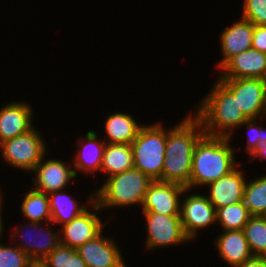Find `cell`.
<instances>
[{
  "label": "cell",
  "instance_id": "cell-13",
  "mask_svg": "<svg viewBox=\"0 0 266 267\" xmlns=\"http://www.w3.org/2000/svg\"><path fill=\"white\" fill-rule=\"evenodd\" d=\"M45 157L47 156L44 155L32 170L36 177L32 179L34 186L31 188L45 194L65 190L70 181H74V178L77 177L74 169H72V162L67 165L63 160H56L55 158L45 160Z\"/></svg>",
  "mask_w": 266,
  "mask_h": 267
},
{
  "label": "cell",
  "instance_id": "cell-3",
  "mask_svg": "<svg viewBox=\"0 0 266 267\" xmlns=\"http://www.w3.org/2000/svg\"><path fill=\"white\" fill-rule=\"evenodd\" d=\"M194 115L201 121L208 136L232 137L248 118L237 104L234 94L218 79L209 93L196 105Z\"/></svg>",
  "mask_w": 266,
  "mask_h": 267
},
{
  "label": "cell",
  "instance_id": "cell-23",
  "mask_svg": "<svg viewBox=\"0 0 266 267\" xmlns=\"http://www.w3.org/2000/svg\"><path fill=\"white\" fill-rule=\"evenodd\" d=\"M134 167L131 144L106 143L100 172L107 178Z\"/></svg>",
  "mask_w": 266,
  "mask_h": 267
},
{
  "label": "cell",
  "instance_id": "cell-2",
  "mask_svg": "<svg viewBox=\"0 0 266 267\" xmlns=\"http://www.w3.org/2000/svg\"><path fill=\"white\" fill-rule=\"evenodd\" d=\"M231 139L204 134L198 140L193 151L190 190L208 186L239 164L235 160L237 149L231 147Z\"/></svg>",
  "mask_w": 266,
  "mask_h": 267
},
{
  "label": "cell",
  "instance_id": "cell-32",
  "mask_svg": "<svg viewBox=\"0 0 266 267\" xmlns=\"http://www.w3.org/2000/svg\"><path fill=\"white\" fill-rule=\"evenodd\" d=\"M252 48L257 49L260 52L266 53V25H254Z\"/></svg>",
  "mask_w": 266,
  "mask_h": 267
},
{
  "label": "cell",
  "instance_id": "cell-33",
  "mask_svg": "<svg viewBox=\"0 0 266 267\" xmlns=\"http://www.w3.org/2000/svg\"><path fill=\"white\" fill-rule=\"evenodd\" d=\"M236 267H266V257L253 256L251 259Z\"/></svg>",
  "mask_w": 266,
  "mask_h": 267
},
{
  "label": "cell",
  "instance_id": "cell-21",
  "mask_svg": "<svg viewBox=\"0 0 266 267\" xmlns=\"http://www.w3.org/2000/svg\"><path fill=\"white\" fill-rule=\"evenodd\" d=\"M105 121L106 143L131 144L144 126L139 124L132 114L122 112L110 114Z\"/></svg>",
  "mask_w": 266,
  "mask_h": 267
},
{
  "label": "cell",
  "instance_id": "cell-4",
  "mask_svg": "<svg viewBox=\"0 0 266 267\" xmlns=\"http://www.w3.org/2000/svg\"><path fill=\"white\" fill-rule=\"evenodd\" d=\"M153 181L148 175L132 167L106 178L103 185L94 191L95 202L101 210L134 205L142 207L145 194Z\"/></svg>",
  "mask_w": 266,
  "mask_h": 267
},
{
  "label": "cell",
  "instance_id": "cell-29",
  "mask_svg": "<svg viewBox=\"0 0 266 267\" xmlns=\"http://www.w3.org/2000/svg\"><path fill=\"white\" fill-rule=\"evenodd\" d=\"M34 262L16 245L0 242V267H30Z\"/></svg>",
  "mask_w": 266,
  "mask_h": 267
},
{
  "label": "cell",
  "instance_id": "cell-25",
  "mask_svg": "<svg viewBox=\"0 0 266 267\" xmlns=\"http://www.w3.org/2000/svg\"><path fill=\"white\" fill-rule=\"evenodd\" d=\"M243 201L251 216H266V175L246 181Z\"/></svg>",
  "mask_w": 266,
  "mask_h": 267
},
{
  "label": "cell",
  "instance_id": "cell-31",
  "mask_svg": "<svg viewBox=\"0 0 266 267\" xmlns=\"http://www.w3.org/2000/svg\"><path fill=\"white\" fill-rule=\"evenodd\" d=\"M241 17L254 25H266V0H244Z\"/></svg>",
  "mask_w": 266,
  "mask_h": 267
},
{
  "label": "cell",
  "instance_id": "cell-20",
  "mask_svg": "<svg viewBox=\"0 0 266 267\" xmlns=\"http://www.w3.org/2000/svg\"><path fill=\"white\" fill-rule=\"evenodd\" d=\"M219 257L231 267L243 264L253 257L243 230L223 231L215 239Z\"/></svg>",
  "mask_w": 266,
  "mask_h": 267
},
{
  "label": "cell",
  "instance_id": "cell-34",
  "mask_svg": "<svg viewBox=\"0 0 266 267\" xmlns=\"http://www.w3.org/2000/svg\"><path fill=\"white\" fill-rule=\"evenodd\" d=\"M260 161H263L266 159V142L260 144V146L258 147V149L252 154V156L249 158L252 162V160L258 159Z\"/></svg>",
  "mask_w": 266,
  "mask_h": 267
},
{
  "label": "cell",
  "instance_id": "cell-8",
  "mask_svg": "<svg viewBox=\"0 0 266 267\" xmlns=\"http://www.w3.org/2000/svg\"><path fill=\"white\" fill-rule=\"evenodd\" d=\"M91 194L86 202L91 209L88 208L71 222L61 226L62 229L60 228L59 230L61 244L77 249L104 231L103 227H106L107 223L102 222V219L97 216L98 213H94L96 211L99 212L101 209L95 202V193L92 192Z\"/></svg>",
  "mask_w": 266,
  "mask_h": 267
},
{
  "label": "cell",
  "instance_id": "cell-15",
  "mask_svg": "<svg viewBox=\"0 0 266 267\" xmlns=\"http://www.w3.org/2000/svg\"><path fill=\"white\" fill-rule=\"evenodd\" d=\"M239 165L241 164H238L232 171L220 177L217 181L206 186L210 188L206 193L209 194L207 195L209 202L216 210L243 201L246 177L242 170H239Z\"/></svg>",
  "mask_w": 266,
  "mask_h": 267
},
{
  "label": "cell",
  "instance_id": "cell-36",
  "mask_svg": "<svg viewBox=\"0 0 266 267\" xmlns=\"http://www.w3.org/2000/svg\"><path fill=\"white\" fill-rule=\"evenodd\" d=\"M30 267H44L40 262H34Z\"/></svg>",
  "mask_w": 266,
  "mask_h": 267
},
{
  "label": "cell",
  "instance_id": "cell-16",
  "mask_svg": "<svg viewBox=\"0 0 266 267\" xmlns=\"http://www.w3.org/2000/svg\"><path fill=\"white\" fill-rule=\"evenodd\" d=\"M219 70V78H260L266 80V53L249 48L231 57Z\"/></svg>",
  "mask_w": 266,
  "mask_h": 267
},
{
  "label": "cell",
  "instance_id": "cell-26",
  "mask_svg": "<svg viewBox=\"0 0 266 267\" xmlns=\"http://www.w3.org/2000/svg\"><path fill=\"white\" fill-rule=\"evenodd\" d=\"M250 217L251 214L244 201L216 210V223L222 227L223 231L243 230Z\"/></svg>",
  "mask_w": 266,
  "mask_h": 267
},
{
  "label": "cell",
  "instance_id": "cell-14",
  "mask_svg": "<svg viewBox=\"0 0 266 267\" xmlns=\"http://www.w3.org/2000/svg\"><path fill=\"white\" fill-rule=\"evenodd\" d=\"M76 251L88 267H121L125 262L116 241L103 235V231Z\"/></svg>",
  "mask_w": 266,
  "mask_h": 267
},
{
  "label": "cell",
  "instance_id": "cell-10",
  "mask_svg": "<svg viewBox=\"0 0 266 267\" xmlns=\"http://www.w3.org/2000/svg\"><path fill=\"white\" fill-rule=\"evenodd\" d=\"M146 220V241L148 250L170 247L189 242L180 216H166L157 213H143Z\"/></svg>",
  "mask_w": 266,
  "mask_h": 267
},
{
  "label": "cell",
  "instance_id": "cell-35",
  "mask_svg": "<svg viewBox=\"0 0 266 267\" xmlns=\"http://www.w3.org/2000/svg\"><path fill=\"white\" fill-rule=\"evenodd\" d=\"M3 195H2V193H1V189H0V242H2L1 240H2V237H3V232H4V227H3V216H2V206H4L3 205Z\"/></svg>",
  "mask_w": 266,
  "mask_h": 267
},
{
  "label": "cell",
  "instance_id": "cell-6",
  "mask_svg": "<svg viewBox=\"0 0 266 267\" xmlns=\"http://www.w3.org/2000/svg\"><path fill=\"white\" fill-rule=\"evenodd\" d=\"M36 129L33 127L24 134L0 143L3 162L32 173V170L48 152V145L43 139L41 131L38 132Z\"/></svg>",
  "mask_w": 266,
  "mask_h": 267
},
{
  "label": "cell",
  "instance_id": "cell-7",
  "mask_svg": "<svg viewBox=\"0 0 266 267\" xmlns=\"http://www.w3.org/2000/svg\"><path fill=\"white\" fill-rule=\"evenodd\" d=\"M235 96L248 118L266 119V80L260 78H217Z\"/></svg>",
  "mask_w": 266,
  "mask_h": 267
},
{
  "label": "cell",
  "instance_id": "cell-1",
  "mask_svg": "<svg viewBox=\"0 0 266 267\" xmlns=\"http://www.w3.org/2000/svg\"><path fill=\"white\" fill-rule=\"evenodd\" d=\"M204 134L201 121L192 113L166 129L162 182L176 183L189 189L193 151Z\"/></svg>",
  "mask_w": 266,
  "mask_h": 267
},
{
  "label": "cell",
  "instance_id": "cell-24",
  "mask_svg": "<svg viewBox=\"0 0 266 267\" xmlns=\"http://www.w3.org/2000/svg\"><path fill=\"white\" fill-rule=\"evenodd\" d=\"M21 211L27 222L42 223L51 222L48 194L30 189L25 193L21 203Z\"/></svg>",
  "mask_w": 266,
  "mask_h": 267
},
{
  "label": "cell",
  "instance_id": "cell-30",
  "mask_svg": "<svg viewBox=\"0 0 266 267\" xmlns=\"http://www.w3.org/2000/svg\"><path fill=\"white\" fill-rule=\"evenodd\" d=\"M259 118L247 119L240 127L246 126L247 131V145L246 152L249 154V158L258 149L260 144L266 142V128L262 125H258L257 121ZM250 133V134H249Z\"/></svg>",
  "mask_w": 266,
  "mask_h": 267
},
{
  "label": "cell",
  "instance_id": "cell-9",
  "mask_svg": "<svg viewBox=\"0 0 266 267\" xmlns=\"http://www.w3.org/2000/svg\"><path fill=\"white\" fill-rule=\"evenodd\" d=\"M49 223L51 222H46L44 225L34 222L24 223L11 235V243L16 242L17 237H22L20 242L15 245L25 252L33 262H41L60 244L59 230H57L58 233L57 231L53 232L54 230L48 228ZM45 225L47 228L42 227Z\"/></svg>",
  "mask_w": 266,
  "mask_h": 267
},
{
  "label": "cell",
  "instance_id": "cell-22",
  "mask_svg": "<svg viewBox=\"0 0 266 267\" xmlns=\"http://www.w3.org/2000/svg\"><path fill=\"white\" fill-rule=\"evenodd\" d=\"M54 191L48 194L51 213V223L64 225L81 215L88 209L85 204L79 205L67 191Z\"/></svg>",
  "mask_w": 266,
  "mask_h": 267
},
{
  "label": "cell",
  "instance_id": "cell-11",
  "mask_svg": "<svg viewBox=\"0 0 266 267\" xmlns=\"http://www.w3.org/2000/svg\"><path fill=\"white\" fill-rule=\"evenodd\" d=\"M191 191L176 183L153 181L145 194L142 213L180 216L181 198Z\"/></svg>",
  "mask_w": 266,
  "mask_h": 267
},
{
  "label": "cell",
  "instance_id": "cell-12",
  "mask_svg": "<svg viewBox=\"0 0 266 267\" xmlns=\"http://www.w3.org/2000/svg\"><path fill=\"white\" fill-rule=\"evenodd\" d=\"M180 218L186 236L193 241L198 230L216 225V209L207 195L194 193L181 198Z\"/></svg>",
  "mask_w": 266,
  "mask_h": 267
},
{
  "label": "cell",
  "instance_id": "cell-18",
  "mask_svg": "<svg viewBox=\"0 0 266 267\" xmlns=\"http://www.w3.org/2000/svg\"><path fill=\"white\" fill-rule=\"evenodd\" d=\"M254 24L247 19L232 23L224 28L220 34V48L223 58L218 62L217 68H221L231 57L252 48Z\"/></svg>",
  "mask_w": 266,
  "mask_h": 267
},
{
  "label": "cell",
  "instance_id": "cell-19",
  "mask_svg": "<svg viewBox=\"0 0 266 267\" xmlns=\"http://www.w3.org/2000/svg\"><path fill=\"white\" fill-rule=\"evenodd\" d=\"M84 137L83 141H79L77 144L79 148L76 149L77 154L72 163L76 176H78L77 171L86 174L100 172L102 165L106 142L98 140L97 132L94 130L88 131Z\"/></svg>",
  "mask_w": 266,
  "mask_h": 267
},
{
  "label": "cell",
  "instance_id": "cell-17",
  "mask_svg": "<svg viewBox=\"0 0 266 267\" xmlns=\"http://www.w3.org/2000/svg\"><path fill=\"white\" fill-rule=\"evenodd\" d=\"M28 102H10L0 108V143L28 132L34 127Z\"/></svg>",
  "mask_w": 266,
  "mask_h": 267
},
{
  "label": "cell",
  "instance_id": "cell-5",
  "mask_svg": "<svg viewBox=\"0 0 266 267\" xmlns=\"http://www.w3.org/2000/svg\"><path fill=\"white\" fill-rule=\"evenodd\" d=\"M134 167L152 180L162 181L166 150V127L161 122L144 125L131 143Z\"/></svg>",
  "mask_w": 266,
  "mask_h": 267
},
{
  "label": "cell",
  "instance_id": "cell-27",
  "mask_svg": "<svg viewBox=\"0 0 266 267\" xmlns=\"http://www.w3.org/2000/svg\"><path fill=\"white\" fill-rule=\"evenodd\" d=\"M243 231L253 256L266 257V216H251Z\"/></svg>",
  "mask_w": 266,
  "mask_h": 267
},
{
  "label": "cell",
  "instance_id": "cell-28",
  "mask_svg": "<svg viewBox=\"0 0 266 267\" xmlns=\"http://www.w3.org/2000/svg\"><path fill=\"white\" fill-rule=\"evenodd\" d=\"M40 263L44 267H88L76 249L61 243Z\"/></svg>",
  "mask_w": 266,
  "mask_h": 267
}]
</instances>
